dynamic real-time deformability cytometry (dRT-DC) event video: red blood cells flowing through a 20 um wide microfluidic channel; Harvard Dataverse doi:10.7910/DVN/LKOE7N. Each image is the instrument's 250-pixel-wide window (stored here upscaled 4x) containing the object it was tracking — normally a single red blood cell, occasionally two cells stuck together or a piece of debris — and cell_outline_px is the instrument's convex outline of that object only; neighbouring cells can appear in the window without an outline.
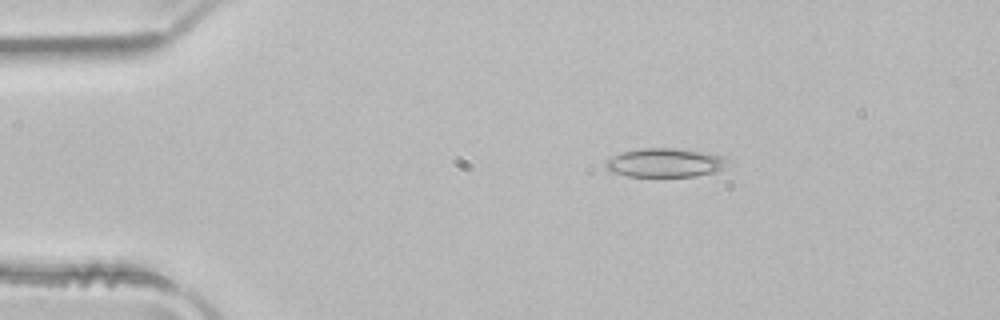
{"species": "common noctule bat (a hibernating species)", "species_latin": "Nyctalus noctula", "temperature_condition": "room temperature", "stored_images_in_passage": 2, "camera_frame_rate_fps": 3000, "um_per_image_px": 0.085, "animal": {"sex": "male", "body_mass_g": 21.5, "forearm_length_mm": 52.0}, "frame": {"image": 1, "passage_image": 1, "time_ms": 0.0, "image_size_px": [1000, 320], "cell_outline_px": [[732, 164], [724, 168], [712, 172], [696, 176], [628, 176], [612, 172], [604, 164], [608, 160], [624, 152], [644, 148], [676, 148], [728, 156], [732, 160]], "centroid_in_image_um": [56.67, 13.83], "position_along_channel_um": 28.3, "area_um2": 20.46}}